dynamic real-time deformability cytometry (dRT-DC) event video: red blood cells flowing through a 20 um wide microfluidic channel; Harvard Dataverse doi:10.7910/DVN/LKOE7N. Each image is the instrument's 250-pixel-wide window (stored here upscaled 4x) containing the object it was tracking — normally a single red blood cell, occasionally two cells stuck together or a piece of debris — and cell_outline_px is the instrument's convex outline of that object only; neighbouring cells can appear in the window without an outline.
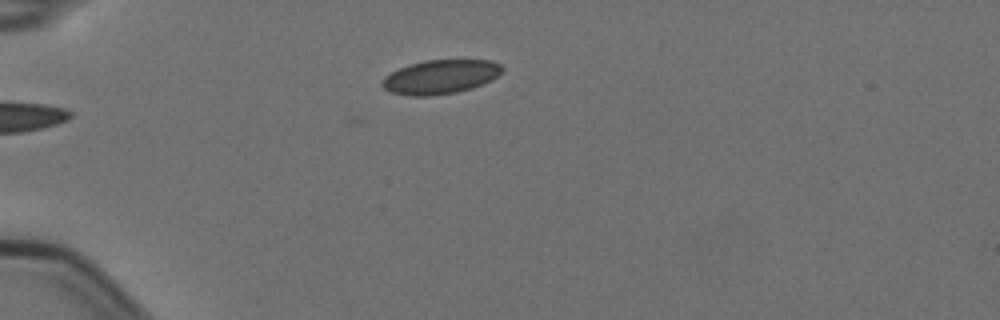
{"species": "Egyptian fruit bat (a non-hibernating species)", "species_latin": "Rousettus aegyptiacus", "temperature_condition": "cold", "stored_images_in_passage": 4, "camera_frame_rate_fps": 3000, "um_per_image_px": 0.085, "animal": {"sex": "female"}, "frame": {"image": 1, "passage_image": 4, "time_ms": 1.0, "image_size_px": [1000, 320], "cell_outline_px": [[504, 68], [492, 80], [472, 88], [456, 92], [428, 96], [412, 96], [392, 92], [384, 88], [380, 84], [380, 80], [384, 76], [400, 68], [424, 60], [492, 60], [500, 64]], "centroid_in_image_um": [37.43, 6.53], "position_along_channel_um": 47.6, "area_um2": 23.7}}